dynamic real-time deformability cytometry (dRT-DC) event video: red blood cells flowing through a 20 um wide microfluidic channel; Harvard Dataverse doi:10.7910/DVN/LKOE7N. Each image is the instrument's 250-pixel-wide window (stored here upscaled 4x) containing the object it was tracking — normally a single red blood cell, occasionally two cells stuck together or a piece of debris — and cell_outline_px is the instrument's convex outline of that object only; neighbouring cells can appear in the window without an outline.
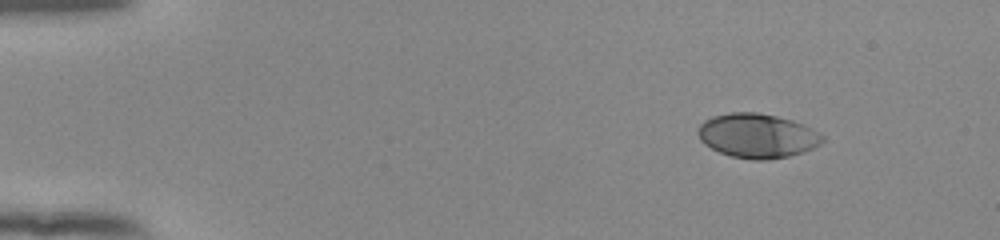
{"species": "human", "species_latin": "Homo sapiens", "temperature_condition": "room temperature", "stored_images_in_passage": 48, "camera_frame_rate_fps": 3000, "um_per_image_px": 0.085, "donor": {"sex": "female"}, "frame": {"image": 1, "passage_image": 1, "time_ms": 0.0, "image_size_px": [1000, 240], "cell_outline_px": [[824, 140], [820, 144], [804, 152], [788, 156], [768, 160], [752, 160], [732, 156], [720, 152], [704, 144], [700, 140], [696, 132], [700, 124], [704, 120], [712, 116], [728, 112], [756, 112], [776, 116], [792, 120], [804, 124], [820, 132], [824, 136]], "centroid_in_image_um": [64.37, 11.53], "position_along_channel_um": 20.6, "area_um2": 32.43}}
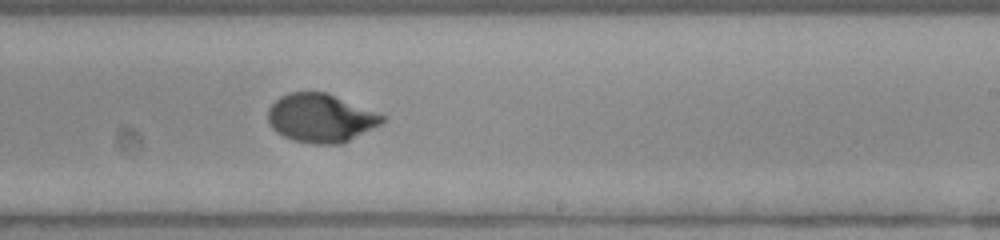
{"frame": {"image": 2, "passage_image": 28, "time_ms": 9.0, "image_size_px": [1000, 240], "cell_outline_px": [[388, 116], [380, 124], [340, 144], [312, 144], [292, 140], [276, 132], [268, 124], [268, 108], [280, 96], [288, 92], [328, 92]], "centroid_in_image_um": [27.25, 10.02], "position_along_channel_um": 261.8, "area_um2": 32.48}}
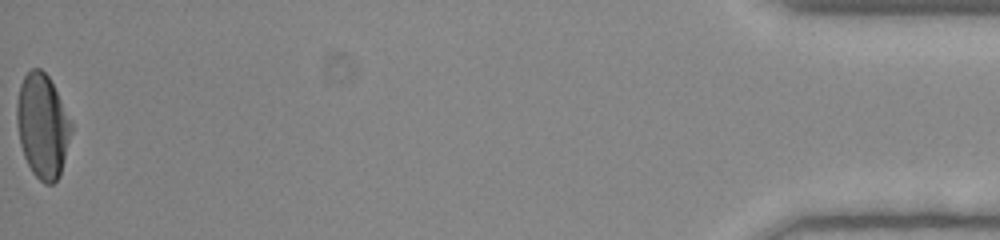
{"frame": {"image": 3, "passage_image": 48, "time_ms": 15.667, "image_size_px": [1000, 240], "cell_outline_px": [[72, 132], [60, 176], [52, 184], [44, 184], [32, 172], [24, 156], [20, 144], [16, 120], [16, 104], [20, 84], [24, 76], [32, 68], [40, 68], [48, 76], [72, 120]], "centroid_in_image_um": [3.62, 10.71], "position_along_channel_um": 431.6, "area_um2": 33.18}, "authors_computed_cell_mechanics": {"area_um2": 32.079, "velocity_mm_per_s": 3.9046, "shape_relaxation_time_tau1_ms": 3.5023, "shape_relaxation_time_tau2_ms": null, "deformation_change_tau1": 0.1924, "deformation_change_tau2": null}}